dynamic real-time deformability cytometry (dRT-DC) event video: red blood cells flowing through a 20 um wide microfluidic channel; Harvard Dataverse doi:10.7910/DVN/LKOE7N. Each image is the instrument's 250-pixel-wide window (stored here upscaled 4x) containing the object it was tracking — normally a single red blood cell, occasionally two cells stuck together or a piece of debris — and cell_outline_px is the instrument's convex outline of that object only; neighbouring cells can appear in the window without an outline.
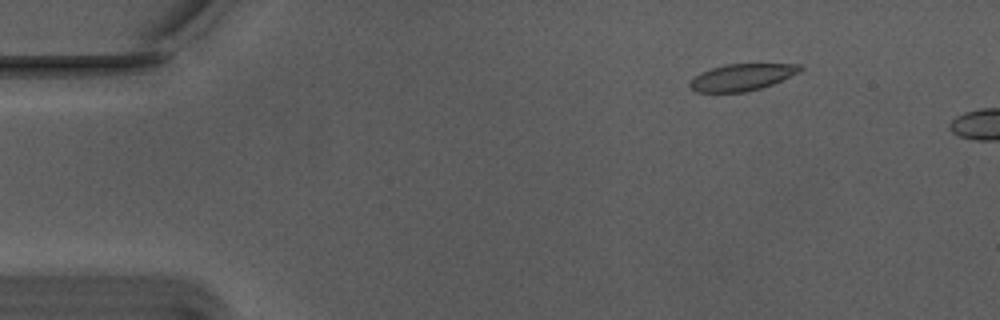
{"species": "Egyptian fruit bat (a non-hibernating species)", "species_latin": "Rousettus aegyptiacus", "temperature_condition": "warm", "stored_images_in_passage": 11, "camera_frame_rate_fps": 3000, "um_per_image_px": 0.085, "animal": {"sex": "male"}, "frame": {"image": 1, "passage_image": 8, "time_ms": 2.333, "image_size_px": [1000, 320], "cell_outline_px": [[804, 68], [800, 72], [772, 84], [760, 88], [744, 92], [696, 92], [688, 84], [688, 80], [700, 72], [724, 64], [800, 64]], "centroid_in_image_um": [63.03, 6.56], "position_along_channel_um": 22.0, "area_um2": 17.22}}